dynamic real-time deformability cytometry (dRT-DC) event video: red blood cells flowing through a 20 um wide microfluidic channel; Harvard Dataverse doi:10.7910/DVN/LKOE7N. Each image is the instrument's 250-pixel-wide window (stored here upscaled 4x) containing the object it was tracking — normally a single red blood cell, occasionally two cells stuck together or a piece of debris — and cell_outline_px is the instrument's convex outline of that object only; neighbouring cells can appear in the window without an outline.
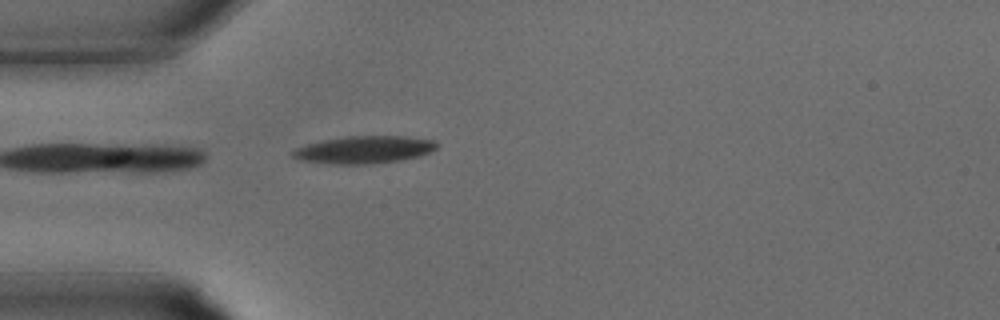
{"species": "common noctule bat (a hibernating species)", "species_latin": "Nyctalus noctula", "temperature_condition": "warm", "stored_images_in_passage": 18, "camera_frame_rate_fps": 3000, "um_per_image_px": 0.085, "animal": {"sex": "male", "body_mass_g": 15.6}, "frame": {"image": 1, "passage_image": 9, "time_ms": 2.667, "image_size_px": [1000, 320], "cell_outline_px": [[440, 144], [432, 152], [420, 156], [400, 160], [376, 164], [328, 164], [300, 160], [292, 156], [288, 152], [296, 148], [308, 144], [324, 140], [348, 136], [404, 136], [432, 140]], "centroid_in_image_um": [30.96, 12.73], "position_along_channel_um": 54.0, "area_um2": 23.24}}
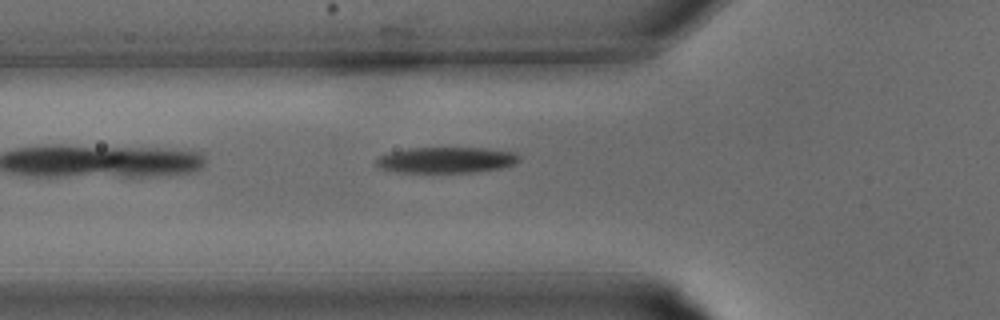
{"frame": {"image": 2, "passage_image": 11, "time_ms": 3.333, "image_size_px": [1000, 320], "cell_outline_px": [[520, 160], [516, 164], [500, 168], [476, 172], [396, 172], [380, 168], [376, 164], [376, 160], [380, 156], [392, 152], [408, 148], [484, 148], [516, 152], [520, 156]], "centroid_in_image_um": [37.98, 13.6], "position_along_channel_um": 87.8, "area_um2": 21.56}}
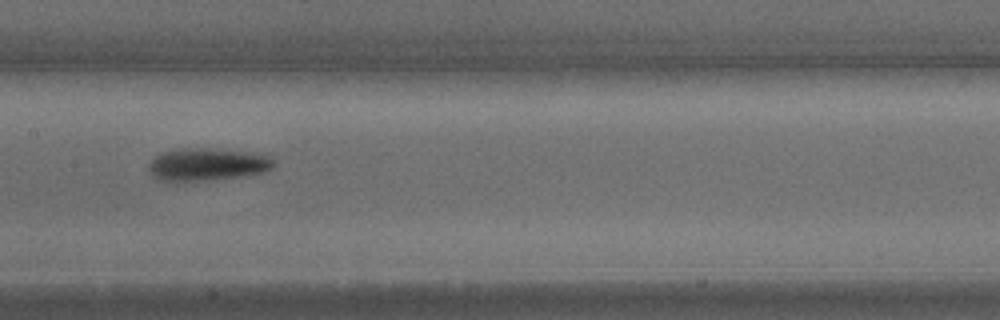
{"frame": {"image": 3, "passage_image": 16, "time_ms": 5.0, "image_size_px": [1000, 320], "cell_outline_px": [[276, 164], [272, 168], [264, 172], [248, 176], [204, 180], [160, 180], [152, 176], [148, 168], [148, 164], [156, 156], [164, 152], [184, 148], [208, 148], [248, 152], [268, 156]], "centroid_in_image_um": [17.64, 13.97], "position_along_channel_um": 189.8, "area_um2": 23.47}}